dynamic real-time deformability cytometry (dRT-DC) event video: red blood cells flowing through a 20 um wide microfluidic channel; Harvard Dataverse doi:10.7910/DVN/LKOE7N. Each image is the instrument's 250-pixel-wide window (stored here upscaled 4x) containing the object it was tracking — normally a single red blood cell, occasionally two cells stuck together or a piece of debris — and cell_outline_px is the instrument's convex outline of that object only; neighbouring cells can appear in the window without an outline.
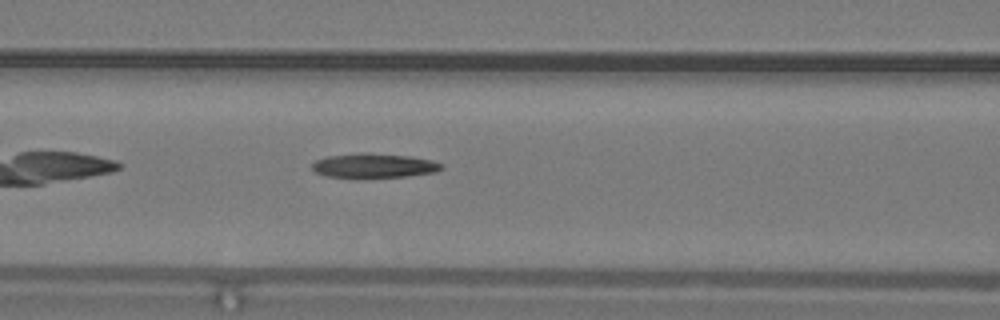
{"species": "common noctule bat (a hibernating species)", "species_latin": "Nyctalus noctula", "temperature_condition": "warm", "stored_images_in_passage": 30, "camera_frame_rate_fps": 3000, "um_per_image_px": 0.085, "animal": {"sex": "male", "body_mass_g": 19.2, "forearm_length_mm": 51.8}, "frame": {"image": 1, "passage_image": 8, "time_ms": 2.333, "image_size_px": [1000, 320], "cell_outline_px": [[444, 168], [436, 172], [404, 176], [360, 180], [356, 180], [324, 176], [316, 172], [312, 168], [312, 164], [316, 160], [328, 156], [408, 156], [432, 160], [444, 164]], "centroid_in_image_um": [31.79, 14.18], "position_along_channel_um": 134.8, "area_um2": 17.98}}
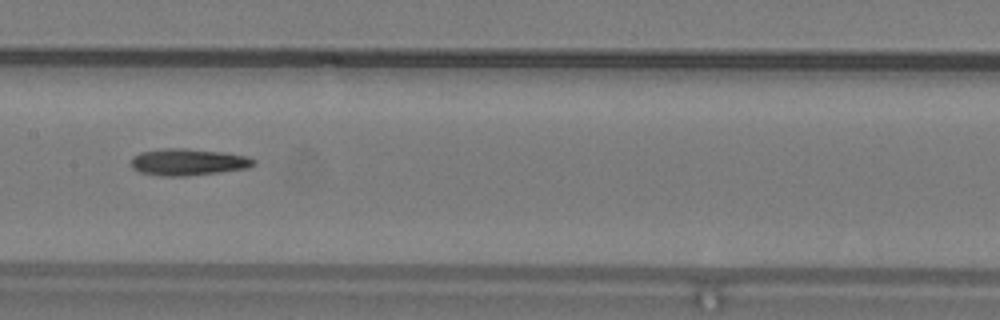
{"frame": {"image": 2, "passage_image": 12, "time_ms": 3.667, "image_size_px": [1000, 320], "cell_outline_px": [[256, 164], [248, 168], [220, 172], [188, 176], [160, 176], [140, 172], [132, 168], [132, 156], [140, 152], [164, 148], [188, 148], [220, 152], [248, 156], [256, 160]], "centroid_in_image_um": [15.99, 13.77], "position_along_channel_um": 191.4, "area_um2": 19.25}, "authors_computed_cell_mechanics": {"area_um2": 18.496, "velocity_mm_per_s": 4.2405, "shape_relaxation_time_tau1_ms": 9.0188, "shape_relaxation_time_tau2_ms": null, "deformation_change_tau1": 0.2725, "deformation_change_tau2": null}}